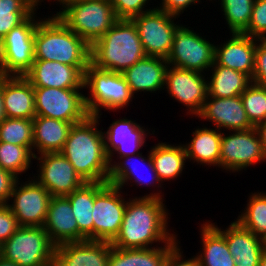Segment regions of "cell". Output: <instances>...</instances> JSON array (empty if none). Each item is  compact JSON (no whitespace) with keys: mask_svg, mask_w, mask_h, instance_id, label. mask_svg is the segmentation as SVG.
Returning <instances> with one entry per match:
<instances>
[{"mask_svg":"<svg viewBox=\"0 0 266 266\" xmlns=\"http://www.w3.org/2000/svg\"><path fill=\"white\" fill-rule=\"evenodd\" d=\"M6 118L3 104V75H0V123Z\"/></svg>","mask_w":266,"mask_h":266,"instance_id":"49","label":"cell"},{"mask_svg":"<svg viewBox=\"0 0 266 266\" xmlns=\"http://www.w3.org/2000/svg\"><path fill=\"white\" fill-rule=\"evenodd\" d=\"M209 1H210L212 4H214V7H215V5L217 6V4L214 3L215 0H206V2H209Z\"/></svg>","mask_w":266,"mask_h":266,"instance_id":"53","label":"cell"},{"mask_svg":"<svg viewBox=\"0 0 266 266\" xmlns=\"http://www.w3.org/2000/svg\"><path fill=\"white\" fill-rule=\"evenodd\" d=\"M255 129L257 130V133L260 137V141L262 143V147L266 153V120L257 124L255 126Z\"/></svg>","mask_w":266,"mask_h":266,"instance_id":"48","label":"cell"},{"mask_svg":"<svg viewBox=\"0 0 266 266\" xmlns=\"http://www.w3.org/2000/svg\"><path fill=\"white\" fill-rule=\"evenodd\" d=\"M127 191L108 183L95 196L92 210L93 241L111 243L118 235L130 196Z\"/></svg>","mask_w":266,"mask_h":266,"instance_id":"17","label":"cell"},{"mask_svg":"<svg viewBox=\"0 0 266 266\" xmlns=\"http://www.w3.org/2000/svg\"><path fill=\"white\" fill-rule=\"evenodd\" d=\"M146 151V155H142L143 152H141L136 155H129L115 160L110 166L107 183L121 188L123 191L124 189H128L129 186L132 189H134V187L137 189L138 187H145V189L148 188L150 192L145 193L142 196H138V194L136 196L132 195V197H150L165 200L164 195H166V193H164V189L166 188V185L164 186L162 184L155 171L150 154V147ZM139 163L142 169H140L138 165ZM143 170L148 171L145 174L146 176L141 174L143 173ZM150 187L154 188V190Z\"/></svg>","mask_w":266,"mask_h":266,"instance_id":"11","label":"cell"},{"mask_svg":"<svg viewBox=\"0 0 266 266\" xmlns=\"http://www.w3.org/2000/svg\"><path fill=\"white\" fill-rule=\"evenodd\" d=\"M165 204L166 200L158 198L129 196L119 233L111 246L132 249L177 244L180 239L176 230L169 228L172 213Z\"/></svg>","mask_w":266,"mask_h":266,"instance_id":"1","label":"cell"},{"mask_svg":"<svg viewBox=\"0 0 266 266\" xmlns=\"http://www.w3.org/2000/svg\"><path fill=\"white\" fill-rule=\"evenodd\" d=\"M180 19L158 7L131 18L147 56L168 58L174 33L182 22Z\"/></svg>","mask_w":266,"mask_h":266,"instance_id":"12","label":"cell"},{"mask_svg":"<svg viewBox=\"0 0 266 266\" xmlns=\"http://www.w3.org/2000/svg\"><path fill=\"white\" fill-rule=\"evenodd\" d=\"M84 92L85 105L92 116L102 117L106 111L119 113L136 100L122 73L98 69L92 64L84 72Z\"/></svg>","mask_w":266,"mask_h":266,"instance_id":"5","label":"cell"},{"mask_svg":"<svg viewBox=\"0 0 266 266\" xmlns=\"http://www.w3.org/2000/svg\"><path fill=\"white\" fill-rule=\"evenodd\" d=\"M207 72L208 96L230 98L241 95L252 83V79L243 72L214 64Z\"/></svg>","mask_w":266,"mask_h":266,"instance_id":"32","label":"cell"},{"mask_svg":"<svg viewBox=\"0 0 266 266\" xmlns=\"http://www.w3.org/2000/svg\"><path fill=\"white\" fill-rule=\"evenodd\" d=\"M260 163H266V153L255 127L222 132L219 164L222 172L242 174Z\"/></svg>","mask_w":266,"mask_h":266,"instance_id":"9","label":"cell"},{"mask_svg":"<svg viewBox=\"0 0 266 266\" xmlns=\"http://www.w3.org/2000/svg\"><path fill=\"white\" fill-rule=\"evenodd\" d=\"M55 245L41 226H20L1 245V256L19 266H53Z\"/></svg>","mask_w":266,"mask_h":266,"instance_id":"8","label":"cell"},{"mask_svg":"<svg viewBox=\"0 0 266 266\" xmlns=\"http://www.w3.org/2000/svg\"><path fill=\"white\" fill-rule=\"evenodd\" d=\"M87 66H70L57 61L34 60L24 77L33 87L84 89Z\"/></svg>","mask_w":266,"mask_h":266,"instance_id":"20","label":"cell"},{"mask_svg":"<svg viewBox=\"0 0 266 266\" xmlns=\"http://www.w3.org/2000/svg\"><path fill=\"white\" fill-rule=\"evenodd\" d=\"M32 175L51 196H67L85 182L75 172L69 160L60 152L44 153L34 157ZM37 169V170H36Z\"/></svg>","mask_w":266,"mask_h":266,"instance_id":"18","label":"cell"},{"mask_svg":"<svg viewBox=\"0 0 266 266\" xmlns=\"http://www.w3.org/2000/svg\"><path fill=\"white\" fill-rule=\"evenodd\" d=\"M178 143L169 144L162 140L150 147L155 171L163 185L178 181L187 167L188 160L184 145L182 142Z\"/></svg>","mask_w":266,"mask_h":266,"instance_id":"28","label":"cell"},{"mask_svg":"<svg viewBox=\"0 0 266 266\" xmlns=\"http://www.w3.org/2000/svg\"><path fill=\"white\" fill-rule=\"evenodd\" d=\"M103 182H85L66 197L78 225V242L93 241L92 210L95 196L107 185Z\"/></svg>","mask_w":266,"mask_h":266,"instance_id":"30","label":"cell"},{"mask_svg":"<svg viewBox=\"0 0 266 266\" xmlns=\"http://www.w3.org/2000/svg\"><path fill=\"white\" fill-rule=\"evenodd\" d=\"M34 157L27 147L0 142V167L18 179L32 170Z\"/></svg>","mask_w":266,"mask_h":266,"instance_id":"37","label":"cell"},{"mask_svg":"<svg viewBox=\"0 0 266 266\" xmlns=\"http://www.w3.org/2000/svg\"><path fill=\"white\" fill-rule=\"evenodd\" d=\"M160 1V2H159ZM157 4H155L159 9L164 10L168 14L175 15L177 17L188 16V10L193 11L192 8L194 6H199L202 3H206L203 0H159ZM199 4V5H198ZM186 13L187 15H182Z\"/></svg>","mask_w":266,"mask_h":266,"instance_id":"42","label":"cell"},{"mask_svg":"<svg viewBox=\"0 0 266 266\" xmlns=\"http://www.w3.org/2000/svg\"><path fill=\"white\" fill-rule=\"evenodd\" d=\"M33 154L61 152L73 123L43 116L33 119Z\"/></svg>","mask_w":266,"mask_h":266,"instance_id":"29","label":"cell"},{"mask_svg":"<svg viewBox=\"0 0 266 266\" xmlns=\"http://www.w3.org/2000/svg\"><path fill=\"white\" fill-rule=\"evenodd\" d=\"M39 8V0H0V37L23 23Z\"/></svg>","mask_w":266,"mask_h":266,"instance_id":"35","label":"cell"},{"mask_svg":"<svg viewBox=\"0 0 266 266\" xmlns=\"http://www.w3.org/2000/svg\"><path fill=\"white\" fill-rule=\"evenodd\" d=\"M208 221L225 237L235 266L259 265L266 251V241L242 227L236 220L231 221L226 228L219 227L212 219Z\"/></svg>","mask_w":266,"mask_h":266,"instance_id":"21","label":"cell"},{"mask_svg":"<svg viewBox=\"0 0 266 266\" xmlns=\"http://www.w3.org/2000/svg\"><path fill=\"white\" fill-rule=\"evenodd\" d=\"M188 25L182 22L176 29L168 65L206 74L214 64L216 43L211 41L212 36L209 38V35L204 36V32H198L202 30H197V26L192 28Z\"/></svg>","mask_w":266,"mask_h":266,"instance_id":"7","label":"cell"},{"mask_svg":"<svg viewBox=\"0 0 266 266\" xmlns=\"http://www.w3.org/2000/svg\"><path fill=\"white\" fill-rule=\"evenodd\" d=\"M111 243L85 240L55 247L53 266H108Z\"/></svg>","mask_w":266,"mask_h":266,"instance_id":"23","label":"cell"},{"mask_svg":"<svg viewBox=\"0 0 266 266\" xmlns=\"http://www.w3.org/2000/svg\"><path fill=\"white\" fill-rule=\"evenodd\" d=\"M18 178L0 167V204H8Z\"/></svg>","mask_w":266,"mask_h":266,"instance_id":"46","label":"cell"},{"mask_svg":"<svg viewBox=\"0 0 266 266\" xmlns=\"http://www.w3.org/2000/svg\"><path fill=\"white\" fill-rule=\"evenodd\" d=\"M146 56L131 19H118L90 46V64L98 69L117 73H123Z\"/></svg>","mask_w":266,"mask_h":266,"instance_id":"3","label":"cell"},{"mask_svg":"<svg viewBox=\"0 0 266 266\" xmlns=\"http://www.w3.org/2000/svg\"><path fill=\"white\" fill-rule=\"evenodd\" d=\"M31 175L33 172H28L24 179L20 178L16 181L8 206L20 226L43 227L52 196ZM26 176L28 177L26 178Z\"/></svg>","mask_w":266,"mask_h":266,"instance_id":"13","label":"cell"},{"mask_svg":"<svg viewBox=\"0 0 266 266\" xmlns=\"http://www.w3.org/2000/svg\"><path fill=\"white\" fill-rule=\"evenodd\" d=\"M167 59L146 56L126 69L122 74L136 99L144 94H157L164 90ZM157 92V93H156Z\"/></svg>","mask_w":266,"mask_h":266,"instance_id":"24","label":"cell"},{"mask_svg":"<svg viewBox=\"0 0 266 266\" xmlns=\"http://www.w3.org/2000/svg\"><path fill=\"white\" fill-rule=\"evenodd\" d=\"M242 34L266 39V0L254 1L250 23Z\"/></svg>","mask_w":266,"mask_h":266,"instance_id":"41","label":"cell"},{"mask_svg":"<svg viewBox=\"0 0 266 266\" xmlns=\"http://www.w3.org/2000/svg\"><path fill=\"white\" fill-rule=\"evenodd\" d=\"M43 228L55 246L78 242V225L66 196L51 197Z\"/></svg>","mask_w":266,"mask_h":266,"instance_id":"26","label":"cell"},{"mask_svg":"<svg viewBox=\"0 0 266 266\" xmlns=\"http://www.w3.org/2000/svg\"><path fill=\"white\" fill-rule=\"evenodd\" d=\"M182 248V244L179 241L166 256L164 266H200L199 260L196 255L186 257ZM185 255V256H184Z\"/></svg>","mask_w":266,"mask_h":266,"instance_id":"45","label":"cell"},{"mask_svg":"<svg viewBox=\"0 0 266 266\" xmlns=\"http://www.w3.org/2000/svg\"><path fill=\"white\" fill-rule=\"evenodd\" d=\"M175 245L132 249L111 246L108 266H164L166 256Z\"/></svg>","mask_w":266,"mask_h":266,"instance_id":"33","label":"cell"},{"mask_svg":"<svg viewBox=\"0 0 266 266\" xmlns=\"http://www.w3.org/2000/svg\"><path fill=\"white\" fill-rule=\"evenodd\" d=\"M0 142L24 146L33 153V120L5 118L0 123Z\"/></svg>","mask_w":266,"mask_h":266,"instance_id":"38","label":"cell"},{"mask_svg":"<svg viewBox=\"0 0 266 266\" xmlns=\"http://www.w3.org/2000/svg\"><path fill=\"white\" fill-rule=\"evenodd\" d=\"M56 16L90 46L118 20L110 0L75 1Z\"/></svg>","mask_w":266,"mask_h":266,"instance_id":"6","label":"cell"},{"mask_svg":"<svg viewBox=\"0 0 266 266\" xmlns=\"http://www.w3.org/2000/svg\"><path fill=\"white\" fill-rule=\"evenodd\" d=\"M0 266H19L15 262H11L10 260L5 259L0 255Z\"/></svg>","mask_w":266,"mask_h":266,"instance_id":"50","label":"cell"},{"mask_svg":"<svg viewBox=\"0 0 266 266\" xmlns=\"http://www.w3.org/2000/svg\"><path fill=\"white\" fill-rule=\"evenodd\" d=\"M101 118L89 115L84 121L73 124L60 152L84 182L107 183L109 177L102 125L99 128L103 121Z\"/></svg>","mask_w":266,"mask_h":266,"instance_id":"2","label":"cell"},{"mask_svg":"<svg viewBox=\"0 0 266 266\" xmlns=\"http://www.w3.org/2000/svg\"><path fill=\"white\" fill-rule=\"evenodd\" d=\"M252 82L266 86V39H257Z\"/></svg>","mask_w":266,"mask_h":266,"instance_id":"44","label":"cell"},{"mask_svg":"<svg viewBox=\"0 0 266 266\" xmlns=\"http://www.w3.org/2000/svg\"><path fill=\"white\" fill-rule=\"evenodd\" d=\"M248 194L246 207L238 212L234 220L266 241V191L256 190Z\"/></svg>","mask_w":266,"mask_h":266,"instance_id":"34","label":"cell"},{"mask_svg":"<svg viewBox=\"0 0 266 266\" xmlns=\"http://www.w3.org/2000/svg\"><path fill=\"white\" fill-rule=\"evenodd\" d=\"M195 118L199 123L200 121L210 122L209 127L212 126L221 132L254 128L248 120L240 95L230 98L208 96Z\"/></svg>","mask_w":266,"mask_h":266,"instance_id":"19","label":"cell"},{"mask_svg":"<svg viewBox=\"0 0 266 266\" xmlns=\"http://www.w3.org/2000/svg\"><path fill=\"white\" fill-rule=\"evenodd\" d=\"M240 96L248 120L254 127L266 120V86L252 82Z\"/></svg>","mask_w":266,"mask_h":266,"instance_id":"39","label":"cell"},{"mask_svg":"<svg viewBox=\"0 0 266 266\" xmlns=\"http://www.w3.org/2000/svg\"><path fill=\"white\" fill-rule=\"evenodd\" d=\"M2 57H3V38L0 37V66L2 63Z\"/></svg>","mask_w":266,"mask_h":266,"instance_id":"51","label":"cell"},{"mask_svg":"<svg viewBox=\"0 0 266 266\" xmlns=\"http://www.w3.org/2000/svg\"><path fill=\"white\" fill-rule=\"evenodd\" d=\"M40 8L23 23L11 29L3 38V57L0 75L24 76L30 70L34 62L35 30L38 23L45 17V14H42L43 16L39 15Z\"/></svg>","mask_w":266,"mask_h":266,"instance_id":"10","label":"cell"},{"mask_svg":"<svg viewBox=\"0 0 266 266\" xmlns=\"http://www.w3.org/2000/svg\"><path fill=\"white\" fill-rule=\"evenodd\" d=\"M198 224L202 248L195 255L200 266H235L225 237L207 219Z\"/></svg>","mask_w":266,"mask_h":266,"instance_id":"31","label":"cell"},{"mask_svg":"<svg viewBox=\"0 0 266 266\" xmlns=\"http://www.w3.org/2000/svg\"><path fill=\"white\" fill-rule=\"evenodd\" d=\"M170 100L185 107V116L196 117L208 97L207 75L168 65L165 73V87Z\"/></svg>","mask_w":266,"mask_h":266,"instance_id":"16","label":"cell"},{"mask_svg":"<svg viewBox=\"0 0 266 266\" xmlns=\"http://www.w3.org/2000/svg\"><path fill=\"white\" fill-rule=\"evenodd\" d=\"M36 116L49 117L77 124L89 113L84 89L34 87Z\"/></svg>","mask_w":266,"mask_h":266,"instance_id":"14","label":"cell"},{"mask_svg":"<svg viewBox=\"0 0 266 266\" xmlns=\"http://www.w3.org/2000/svg\"><path fill=\"white\" fill-rule=\"evenodd\" d=\"M255 0H215L229 33L242 34L250 23ZM227 24V25H226Z\"/></svg>","mask_w":266,"mask_h":266,"instance_id":"36","label":"cell"},{"mask_svg":"<svg viewBox=\"0 0 266 266\" xmlns=\"http://www.w3.org/2000/svg\"><path fill=\"white\" fill-rule=\"evenodd\" d=\"M158 2L157 0H155ZM154 0H110L118 19H131L153 9ZM151 6V7H150Z\"/></svg>","mask_w":266,"mask_h":266,"instance_id":"40","label":"cell"},{"mask_svg":"<svg viewBox=\"0 0 266 266\" xmlns=\"http://www.w3.org/2000/svg\"><path fill=\"white\" fill-rule=\"evenodd\" d=\"M202 126V127H201ZM199 125L192 129L190 141H183L188 163L204 168L215 167L220 164V148L222 132L219 129L208 127V124Z\"/></svg>","mask_w":266,"mask_h":266,"instance_id":"25","label":"cell"},{"mask_svg":"<svg viewBox=\"0 0 266 266\" xmlns=\"http://www.w3.org/2000/svg\"><path fill=\"white\" fill-rule=\"evenodd\" d=\"M45 1L46 2H48V4H49V6L51 7L52 5H53V7H52V9L51 10H55L54 9V7L56 8V10L55 11H52L51 13H48V15L50 14V15H56L62 8H64L66 5H68V4H70V3H72V2H75V1H79V0H39V7L41 6V5H43L42 4V2L44 3V5H46V3H45ZM50 2V3H49ZM55 2V3H54ZM53 3V4H52ZM54 5H57V6H54ZM58 6H59V8H58ZM59 9V10H58Z\"/></svg>","mask_w":266,"mask_h":266,"instance_id":"47","label":"cell"},{"mask_svg":"<svg viewBox=\"0 0 266 266\" xmlns=\"http://www.w3.org/2000/svg\"><path fill=\"white\" fill-rule=\"evenodd\" d=\"M104 130L103 128L105 152L108 155L109 166L118 158L141 153V149L148 146L146 145L147 139H150V136L152 138L158 136V131H155V128H149L148 124L146 127L145 124L138 123L131 117L129 119L126 117V113L124 117L114 119L108 125L107 130Z\"/></svg>","mask_w":266,"mask_h":266,"instance_id":"15","label":"cell"},{"mask_svg":"<svg viewBox=\"0 0 266 266\" xmlns=\"http://www.w3.org/2000/svg\"><path fill=\"white\" fill-rule=\"evenodd\" d=\"M34 60L57 61L70 66L90 64V45L56 15H46L34 35Z\"/></svg>","mask_w":266,"mask_h":266,"instance_id":"4","label":"cell"},{"mask_svg":"<svg viewBox=\"0 0 266 266\" xmlns=\"http://www.w3.org/2000/svg\"><path fill=\"white\" fill-rule=\"evenodd\" d=\"M256 45L257 38L240 33H229L228 39H221L220 43L215 44L214 62L243 72L252 79Z\"/></svg>","mask_w":266,"mask_h":266,"instance_id":"22","label":"cell"},{"mask_svg":"<svg viewBox=\"0 0 266 266\" xmlns=\"http://www.w3.org/2000/svg\"><path fill=\"white\" fill-rule=\"evenodd\" d=\"M258 266H266V251L263 253Z\"/></svg>","mask_w":266,"mask_h":266,"instance_id":"52","label":"cell"},{"mask_svg":"<svg viewBox=\"0 0 266 266\" xmlns=\"http://www.w3.org/2000/svg\"><path fill=\"white\" fill-rule=\"evenodd\" d=\"M20 227L8 204H0V244L8 240Z\"/></svg>","mask_w":266,"mask_h":266,"instance_id":"43","label":"cell"},{"mask_svg":"<svg viewBox=\"0 0 266 266\" xmlns=\"http://www.w3.org/2000/svg\"><path fill=\"white\" fill-rule=\"evenodd\" d=\"M6 118L32 120L36 116L34 87L24 76H3Z\"/></svg>","mask_w":266,"mask_h":266,"instance_id":"27","label":"cell"}]
</instances>
